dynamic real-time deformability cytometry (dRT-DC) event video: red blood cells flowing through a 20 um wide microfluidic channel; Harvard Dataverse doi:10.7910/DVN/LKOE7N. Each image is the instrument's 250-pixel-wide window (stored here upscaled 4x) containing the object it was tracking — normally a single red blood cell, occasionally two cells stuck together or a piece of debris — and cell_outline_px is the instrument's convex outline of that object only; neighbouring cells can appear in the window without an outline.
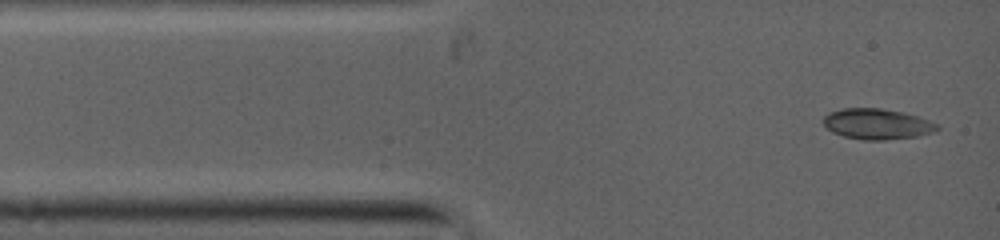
{"species": "common noctule bat (a hibernating species)", "species_latin": "Nyctalus noctula", "temperature_condition": "warm", "stored_images_in_passage": 25, "camera_frame_rate_fps": 5000, "um_per_image_px": 0.085, "animal": {"sex": "female", "body_mass_g": 19.0, "forearm_length_mm": 53.3}, "frame": {"image": 1, "passage_image": 1, "time_ms": 0.0, "image_size_px": [1000, 240], "cell_outline_px": [[940, 128], [916, 136], [880, 140], [868, 140], [844, 136], [832, 132], [824, 124], [824, 116], [828, 112], [844, 108], [880, 108], [900, 112], [916, 116], [928, 120], [936, 124]], "centroid_in_image_um": [74.49, 10.53], "position_along_channel_um": 10.5, "area_um2": 19.77}}
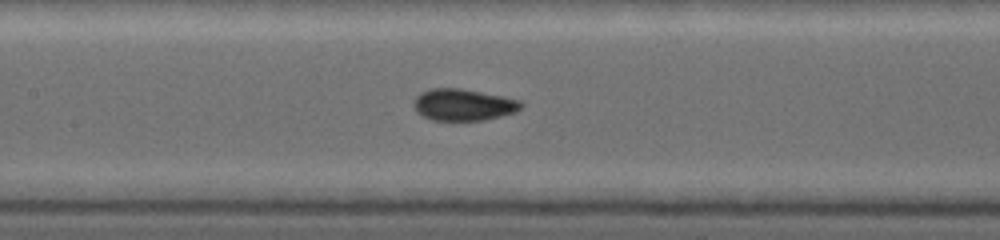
{"frame": {"image": 2, "passage_image": 8, "time_ms": 4.6, "image_size_px": [1000, 240], "cell_outline_px": [[524, 104], [516, 112], [484, 120], [432, 120], [424, 116], [416, 108], [416, 100], [424, 92], [432, 88], [456, 88], [500, 96], [520, 100]], "centroid_in_image_um": [39.46, 8.92], "position_along_channel_um": 167.9, "area_um2": 19.07}}
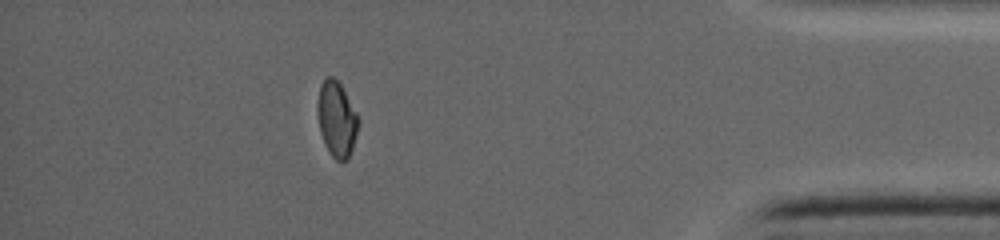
{"frame": {"image": 3, "passage_image": 18, "time_ms": 11.0, "image_size_px": [1000, 240], "cell_outline_px": [[356, 132], [352, 148], [348, 156], [344, 160], [336, 160], [332, 156], [320, 132], [320, 84], [328, 76], [332, 76], [340, 84], [356, 112]], "centroid_in_image_um": [28.63, 10.12], "position_along_channel_um": 406.6, "area_um2": 16.53}}